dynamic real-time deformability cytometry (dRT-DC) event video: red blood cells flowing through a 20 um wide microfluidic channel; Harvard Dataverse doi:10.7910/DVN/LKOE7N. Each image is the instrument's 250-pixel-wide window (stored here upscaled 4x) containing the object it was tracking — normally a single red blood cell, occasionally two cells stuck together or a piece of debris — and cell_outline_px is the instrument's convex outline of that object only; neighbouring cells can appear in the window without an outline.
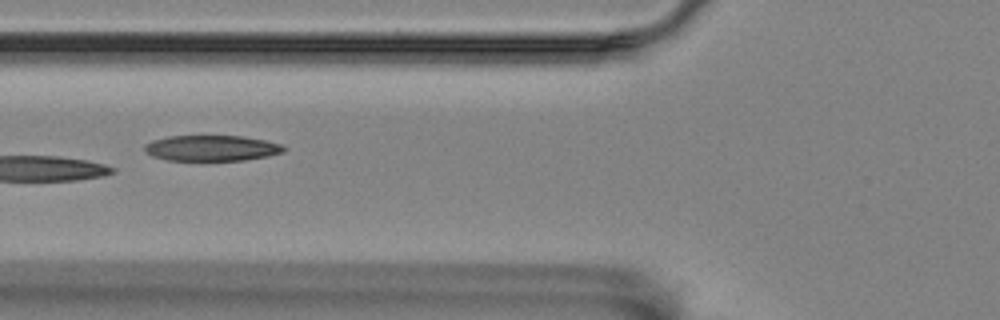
{"species": "Egyptian fruit bat (a non-hibernating species)", "species_latin": "Rousettus aegyptiacus", "temperature_condition": "room temperature", "stored_images_in_passage": 6, "camera_frame_rate_fps": 3000, "um_per_image_px": 0.085, "animal": {"sex": "female"}, "frame": {"image": 1, "passage_image": 6, "time_ms": 1.667, "image_size_px": [1000, 320], "cell_outline_px": [[288, 148], [284, 152], [268, 156], [244, 160], [168, 160], [152, 156], [144, 148], [144, 144], [152, 140], [168, 136], [244, 136], [284, 144]], "centroid_in_image_um": [18.04, 12.58], "position_along_channel_um": 107.8, "area_um2": 20.92}}